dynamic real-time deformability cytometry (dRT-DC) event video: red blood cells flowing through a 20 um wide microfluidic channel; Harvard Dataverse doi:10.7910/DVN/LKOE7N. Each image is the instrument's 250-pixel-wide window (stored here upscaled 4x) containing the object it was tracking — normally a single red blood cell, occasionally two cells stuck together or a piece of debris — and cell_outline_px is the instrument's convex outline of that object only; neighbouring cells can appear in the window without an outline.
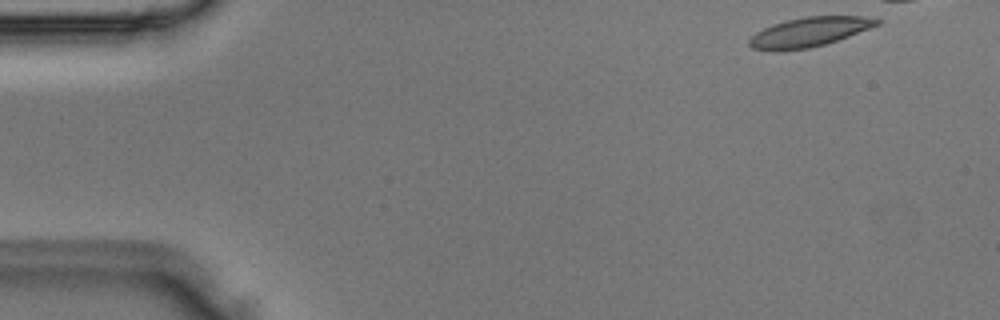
{"species": "Egyptian fruit bat (a non-hibernating species)", "species_latin": "Rousettus aegyptiacus", "temperature_condition": "room temperature", "stored_images_in_passage": 3, "camera_frame_rate_fps": 3000, "um_per_image_px": 0.085, "animal": {"sex": "male"}, "frame": {"image": 1, "passage_image": 1, "time_ms": 0.0, "image_size_px": [1000, 320], "cell_outline_px": [[880, 24], [848, 36], [824, 44], [808, 48], [752, 48], [748, 44], [748, 40], [756, 32], [772, 24], [804, 16], [860, 16], [880, 20]], "centroid_in_image_um": [68.82, 2.67], "position_along_channel_um": 16.2, "area_um2": 20.92}}